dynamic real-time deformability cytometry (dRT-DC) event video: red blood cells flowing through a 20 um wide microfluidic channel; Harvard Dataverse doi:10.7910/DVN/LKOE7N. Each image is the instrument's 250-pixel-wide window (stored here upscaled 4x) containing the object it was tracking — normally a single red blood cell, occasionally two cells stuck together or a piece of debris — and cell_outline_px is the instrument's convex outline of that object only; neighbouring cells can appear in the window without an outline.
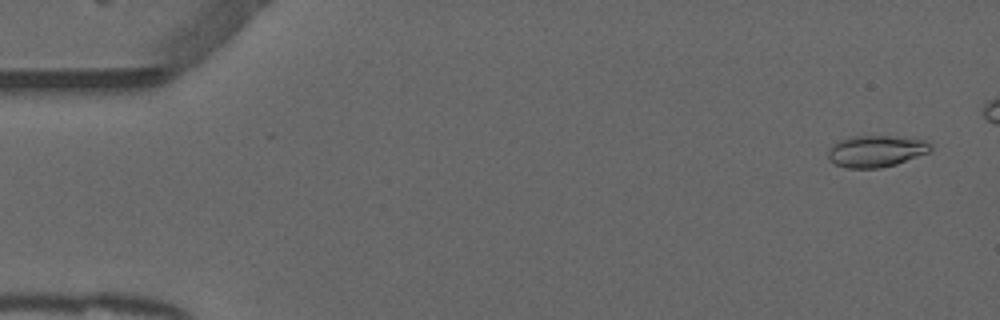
{"species": "common noctule bat (a hibernating species)", "species_latin": "Nyctalus noctula", "temperature_condition": "warm", "stored_images_in_passage": 16, "camera_frame_rate_fps": 3000, "um_per_image_px": 0.085, "animal": {"sex": "male", "forearm_length_mm": 52.5}, "frame": {"image": 1, "passage_image": 3, "time_ms": 0.667, "image_size_px": [1000, 320], "cell_outline_px": [[932, 148], [928, 152], [896, 164], [880, 168], [848, 168], [836, 164], [828, 160], [828, 148], [836, 140], [852, 136], [896, 136], [928, 140], [932, 144]], "centroid_in_image_um": [74.44, 12.83], "position_along_channel_um": 10.6, "area_um2": 19.13}}